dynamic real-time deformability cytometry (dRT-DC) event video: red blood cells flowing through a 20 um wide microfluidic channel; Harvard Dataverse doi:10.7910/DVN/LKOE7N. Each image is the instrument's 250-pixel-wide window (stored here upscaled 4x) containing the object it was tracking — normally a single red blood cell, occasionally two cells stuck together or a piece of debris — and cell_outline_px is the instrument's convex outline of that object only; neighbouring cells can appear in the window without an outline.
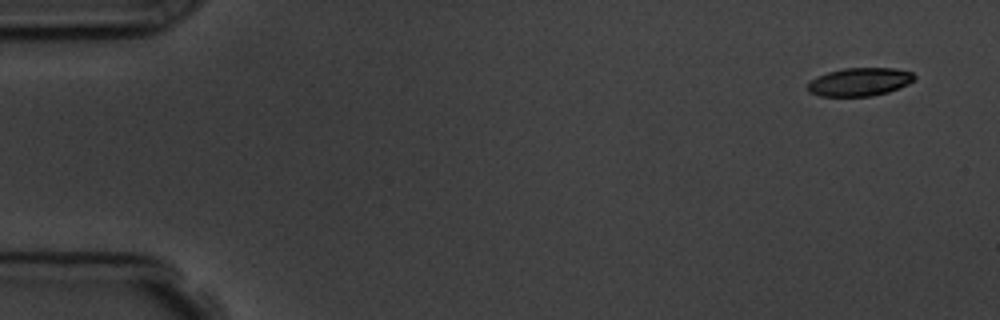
{"species": "common noctule bat (a hibernating species)", "species_latin": "Nyctalus noctula", "temperature_condition": "room temperature", "stored_images_in_passage": 16, "camera_frame_rate_fps": 3000, "um_per_image_px": 0.085, "animal": {"sex": "male", "body_mass_g": 19.5, "forearm_length_mm": 54.6}, "frame": {"image": 1, "passage_image": 1, "time_ms": 0.0, "image_size_px": [1000, 320], "cell_outline_px": [[916, 76], [908, 84], [888, 92], [872, 96], [820, 96], [808, 92], [808, 80], [816, 76], [828, 72], [844, 68], [896, 68], [912, 72]], "centroid_in_image_um": [73.03, 6.95], "position_along_channel_um": 12.0, "area_um2": 17.63}}
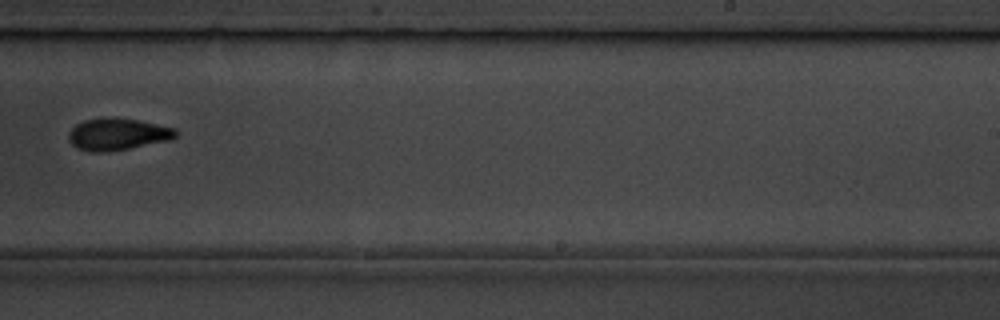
{"frame": {"image": 2, "passage_image": 10, "time_ms": 10.333, "image_size_px": [1000, 320], "cell_outline_px": [[176, 136], [172, 140], [108, 152], [88, 152], [76, 148], [68, 140], [68, 132], [76, 124], [84, 120], [112, 116], [136, 120], [176, 128]], "centroid_in_image_um": [9.96, 11.41], "position_along_channel_um": 279.0, "area_um2": 20.17}}
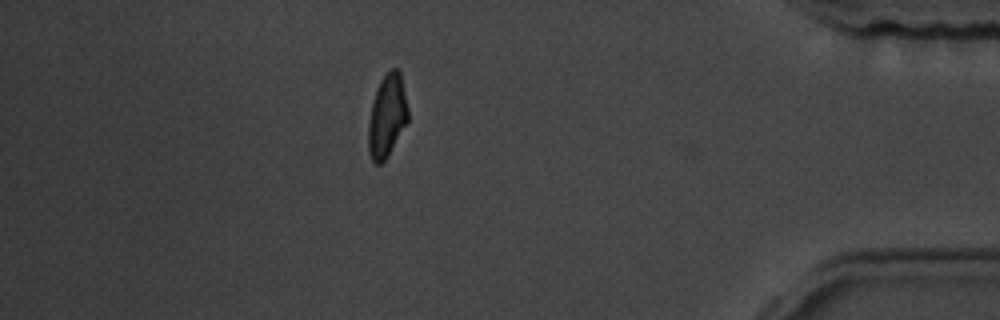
{"frame": {"image": 3, "passage_image": 14, "time_ms": 14.667, "image_size_px": [1000, 320], "cell_outline_px": [[408, 120], [388, 156], [380, 164], [376, 164], [372, 160], [368, 152], [368, 124], [372, 104], [376, 88], [380, 80], [392, 68], [396, 68], [400, 72], [408, 108]], "centroid_in_image_um": [32.89, 9.86], "position_along_channel_um": 402.3, "area_um2": 19.02}, "authors_computed_cell_mechanics": {"area_um2": 19.5942, "velocity_mm_per_s": 3.8241, "shape_relaxation_time_tau1_ms": 4.8504, "shape_relaxation_time_tau2_ms": 2.1888, "deformation_change_tau1": 0.1515, "deformation_change_tau2": 0.09}}